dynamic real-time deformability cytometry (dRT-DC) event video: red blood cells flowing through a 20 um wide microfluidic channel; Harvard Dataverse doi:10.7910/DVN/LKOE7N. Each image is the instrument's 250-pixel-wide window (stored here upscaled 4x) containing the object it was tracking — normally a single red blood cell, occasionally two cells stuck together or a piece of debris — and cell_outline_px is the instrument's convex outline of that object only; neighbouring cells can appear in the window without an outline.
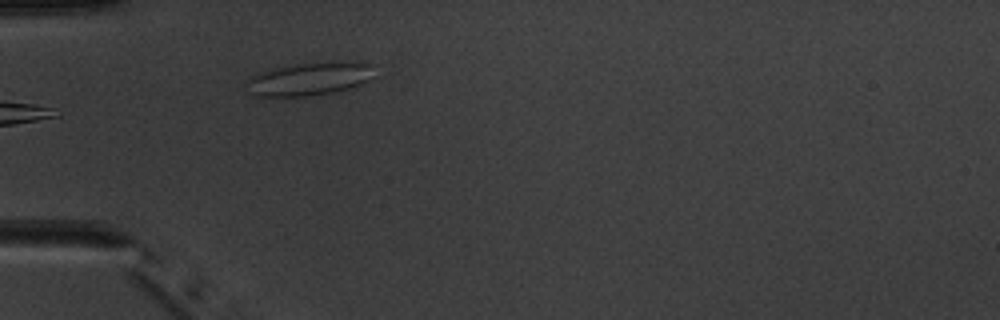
{"species": "common noctule bat (a hibernating species)", "species_latin": "Nyctalus noctula", "temperature_condition": "warm", "stored_images_in_passage": 5, "camera_frame_rate_fps": 3000, "um_per_image_px": 0.085, "animal": {"sex": "male", "body_mass_g": 20.1, "forearm_length_mm": 53.5}, "frame": {"image": 1, "passage_image": 5, "time_ms": 5.333, "image_size_px": [1000, 320], "cell_outline_px": [[376, 76], [360, 84], [348, 88], [332, 92], [308, 96], [252, 96], [248, 92], [244, 84], [244, 80], [248, 76], [272, 68], [296, 64], [348, 60], [368, 64]], "centroid_in_image_um": [26.21, 6.7], "position_along_channel_um": 58.8, "area_um2": 25.03}}